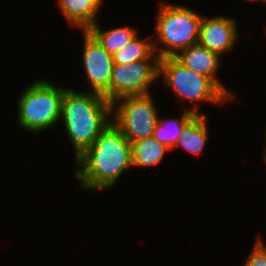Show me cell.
I'll list each match as a JSON object with an SVG mask.
<instances>
[{"instance_id": "3957f363", "label": "cell", "mask_w": 266, "mask_h": 266, "mask_svg": "<svg viewBox=\"0 0 266 266\" xmlns=\"http://www.w3.org/2000/svg\"><path fill=\"white\" fill-rule=\"evenodd\" d=\"M158 6L153 49L160 58L174 57L198 43L203 15L181 4L160 1Z\"/></svg>"}, {"instance_id": "7a4b0ae2", "label": "cell", "mask_w": 266, "mask_h": 266, "mask_svg": "<svg viewBox=\"0 0 266 266\" xmlns=\"http://www.w3.org/2000/svg\"><path fill=\"white\" fill-rule=\"evenodd\" d=\"M60 120L76 160L111 123V103L101 94L67 88L62 97Z\"/></svg>"}, {"instance_id": "7c38bea8", "label": "cell", "mask_w": 266, "mask_h": 266, "mask_svg": "<svg viewBox=\"0 0 266 266\" xmlns=\"http://www.w3.org/2000/svg\"><path fill=\"white\" fill-rule=\"evenodd\" d=\"M207 115L203 113L196 114L183 128L179 135L174 149L182 147L192 155H200L205 149L209 139L207 127Z\"/></svg>"}, {"instance_id": "e0dca14e", "label": "cell", "mask_w": 266, "mask_h": 266, "mask_svg": "<svg viewBox=\"0 0 266 266\" xmlns=\"http://www.w3.org/2000/svg\"><path fill=\"white\" fill-rule=\"evenodd\" d=\"M244 266H266V244L257 237Z\"/></svg>"}, {"instance_id": "277c9868", "label": "cell", "mask_w": 266, "mask_h": 266, "mask_svg": "<svg viewBox=\"0 0 266 266\" xmlns=\"http://www.w3.org/2000/svg\"><path fill=\"white\" fill-rule=\"evenodd\" d=\"M65 89L51 80L31 82L18 97V125L34 134L55 127L61 121V102Z\"/></svg>"}, {"instance_id": "5bb4252c", "label": "cell", "mask_w": 266, "mask_h": 266, "mask_svg": "<svg viewBox=\"0 0 266 266\" xmlns=\"http://www.w3.org/2000/svg\"><path fill=\"white\" fill-rule=\"evenodd\" d=\"M96 22L87 31L99 42V44L111 55L122 49L138 34L137 28L131 26H118L103 30Z\"/></svg>"}, {"instance_id": "30bf717a", "label": "cell", "mask_w": 266, "mask_h": 266, "mask_svg": "<svg viewBox=\"0 0 266 266\" xmlns=\"http://www.w3.org/2000/svg\"><path fill=\"white\" fill-rule=\"evenodd\" d=\"M174 58L188 69L209 77L231 100L236 94L217 78L222 57L199 43L179 51Z\"/></svg>"}, {"instance_id": "52a82bcc", "label": "cell", "mask_w": 266, "mask_h": 266, "mask_svg": "<svg viewBox=\"0 0 266 266\" xmlns=\"http://www.w3.org/2000/svg\"><path fill=\"white\" fill-rule=\"evenodd\" d=\"M160 57L154 52L148 59L129 64L114 63L109 84V102L124 96L151 93V86L159 79Z\"/></svg>"}, {"instance_id": "2e32d148", "label": "cell", "mask_w": 266, "mask_h": 266, "mask_svg": "<svg viewBox=\"0 0 266 266\" xmlns=\"http://www.w3.org/2000/svg\"><path fill=\"white\" fill-rule=\"evenodd\" d=\"M153 53V41H150V37L146 36L144 39H140L137 34L122 49L113 54V61L117 64H129L148 59Z\"/></svg>"}, {"instance_id": "6da1fadb", "label": "cell", "mask_w": 266, "mask_h": 266, "mask_svg": "<svg viewBox=\"0 0 266 266\" xmlns=\"http://www.w3.org/2000/svg\"><path fill=\"white\" fill-rule=\"evenodd\" d=\"M74 164V175L82 189H111L133 167L131 143L111 122Z\"/></svg>"}, {"instance_id": "ba28073f", "label": "cell", "mask_w": 266, "mask_h": 266, "mask_svg": "<svg viewBox=\"0 0 266 266\" xmlns=\"http://www.w3.org/2000/svg\"><path fill=\"white\" fill-rule=\"evenodd\" d=\"M83 32L82 67L89 81L90 92L103 95L109 101V84L114 65L113 55L109 54L87 31Z\"/></svg>"}, {"instance_id": "8fae6325", "label": "cell", "mask_w": 266, "mask_h": 266, "mask_svg": "<svg viewBox=\"0 0 266 266\" xmlns=\"http://www.w3.org/2000/svg\"><path fill=\"white\" fill-rule=\"evenodd\" d=\"M103 2L104 0H57V7L71 27L82 31L98 22Z\"/></svg>"}, {"instance_id": "4fadbf2b", "label": "cell", "mask_w": 266, "mask_h": 266, "mask_svg": "<svg viewBox=\"0 0 266 266\" xmlns=\"http://www.w3.org/2000/svg\"><path fill=\"white\" fill-rule=\"evenodd\" d=\"M130 143L132 166L138 169L159 165L166 156V153L171 151L164 144L159 143L153 136Z\"/></svg>"}, {"instance_id": "8992f818", "label": "cell", "mask_w": 266, "mask_h": 266, "mask_svg": "<svg viewBox=\"0 0 266 266\" xmlns=\"http://www.w3.org/2000/svg\"><path fill=\"white\" fill-rule=\"evenodd\" d=\"M153 99L151 93L124 96L111 104V122L129 142L153 136L160 116Z\"/></svg>"}, {"instance_id": "ac0fdd59", "label": "cell", "mask_w": 266, "mask_h": 266, "mask_svg": "<svg viewBox=\"0 0 266 266\" xmlns=\"http://www.w3.org/2000/svg\"><path fill=\"white\" fill-rule=\"evenodd\" d=\"M265 141H266V140H265ZM264 146H265V147H264L265 149L263 150L264 153H263V156H262V157H263L262 160L264 161V164H265V166H266V143H265Z\"/></svg>"}, {"instance_id": "9a60e30c", "label": "cell", "mask_w": 266, "mask_h": 266, "mask_svg": "<svg viewBox=\"0 0 266 266\" xmlns=\"http://www.w3.org/2000/svg\"><path fill=\"white\" fill-rule=\"evenodd\" d=\"M196 115V113L185 109L182 113V117L179 119L160 118L157 121L154 129L153 137L161 144H164L170 150H172L177 143L179 135L182 133L184 126Z\"/></svg>"}, {"instance_id": "d6986e66", "label": "cell", "mask_w": 266, "mask_h": 266, "mask_svg": "<svg viewBox=\"0 0 266 266\" xmlns=\"http://www.w3.org/2000/svg\"><path fill=\"white\" fill-rule=\"evenodd\" d=\"M250 2H256V1H259V0H249ZM262 2H266V0H262Z\"/></svg>"}, {"instance_id": "5b68a950", "label": "cell", "mask_w": 266, "mask_h": 266, "mask_svg": "<svg viewBox=\"0 0 266 266\" xmlns=\"http://www.w3.org/2000/svg\"><path fill=\"white\" fill-rule=\"evenodd\" d=\"M159 78L163 79L176 100L192 102L194 107L189 110L196 114L201 113L199 104L202 102L223 106L232 101L209 77L186 68L174 57L160 58Z\"/></svg>"}, {"instance_id": "9c48e42d", "label": "cell", "mask_w": 266, "mask_h": 266, "mask_svg": "<svg viewBox=\"0 0 266 266\" xmlns=\"http://www.w3.org/2000/svg\"><path fill=\"white\" fill-rule=\"evenodd\" d=\"M237 20L227 16H202L198 43L217 53L231 51L240 39Z\"/></svg>"}]
</instances>
